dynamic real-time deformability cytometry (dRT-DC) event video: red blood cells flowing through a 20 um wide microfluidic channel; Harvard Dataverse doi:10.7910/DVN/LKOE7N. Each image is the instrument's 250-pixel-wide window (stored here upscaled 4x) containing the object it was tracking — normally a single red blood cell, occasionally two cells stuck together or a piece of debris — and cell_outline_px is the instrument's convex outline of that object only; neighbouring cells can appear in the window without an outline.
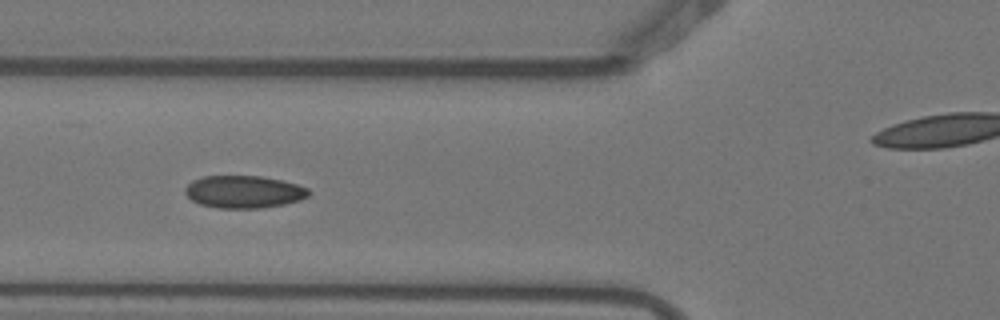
{"species": "Egyptian fruit bat (a non-hibernating species)", "species_latin": "Rousettus aegyptiacus", "temperature_condition": "warm", "stored_images_in_passage": 10, "camera_frame_rate_fps": 3000, "um_per_image_px": 0.085, "animal": {"sex": "female"}, "frame": {"image": 1, "passage_image": 6, "time_ms": 1.667, "image_size_px": [1000, 320], "cell_outline_px": [[312, 192], [308, 196], [300, 200], [284, 204], [260, 208], [220, 208], [200, 204], [192, 200], [184, 192], [184, 188], [192, 180], [204, 176], [264, 176], [296, 184], [308, 188]], "centroid_in_image_um": [20.73, 16.3], "position_along_channel_um": 105.1, "area_um2": 23.41}}
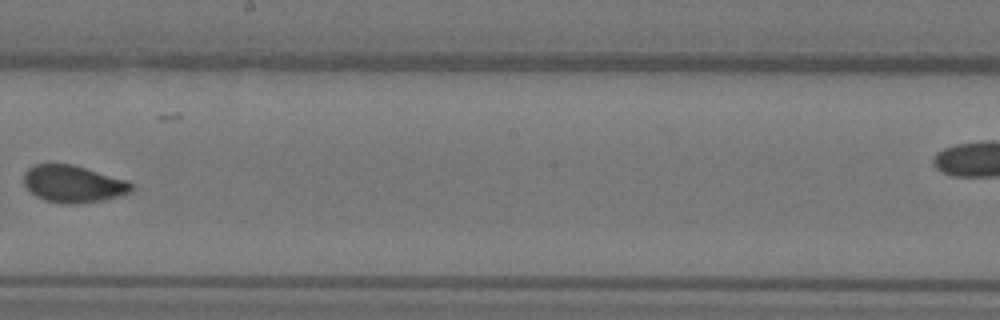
{"frame": {"image": 2, "passage_image": 9, "time_ms": 2.667, "image_size_px": [1000, 320], "cell_outline_px": [[132, 192], [120, 196], [80, 204], [68, 204], [44, 200], [36, 196], [24, 184], [24, 172], [28, 168], [36, 164], [72, 164], [128, 180], [132, 184]], "centroid_in_image_um": [6.24, 15.63], "position_along_channel_um": 242.0, "area_um2": 23.24}}
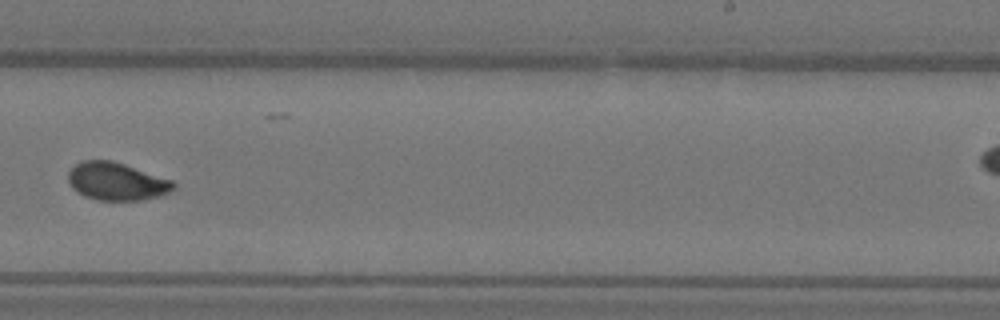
{"frame": {"image": 3, "passage_image": 10, "time_ms": 3.0, "image_size_px": [1000, 320], "cell_outline_px": [[176, 188], [172, 192], [160, 196], [140, 200], [96, 200], [84, 196], [72, 188], [68, 180], [68, 172], [80, 160], [112, 160], [172, 180], [176, 184]], "centroid_in_image_um": [9.92, 15.42], "position_along_channel_um": 279.1, "area_um2": 23.29}}